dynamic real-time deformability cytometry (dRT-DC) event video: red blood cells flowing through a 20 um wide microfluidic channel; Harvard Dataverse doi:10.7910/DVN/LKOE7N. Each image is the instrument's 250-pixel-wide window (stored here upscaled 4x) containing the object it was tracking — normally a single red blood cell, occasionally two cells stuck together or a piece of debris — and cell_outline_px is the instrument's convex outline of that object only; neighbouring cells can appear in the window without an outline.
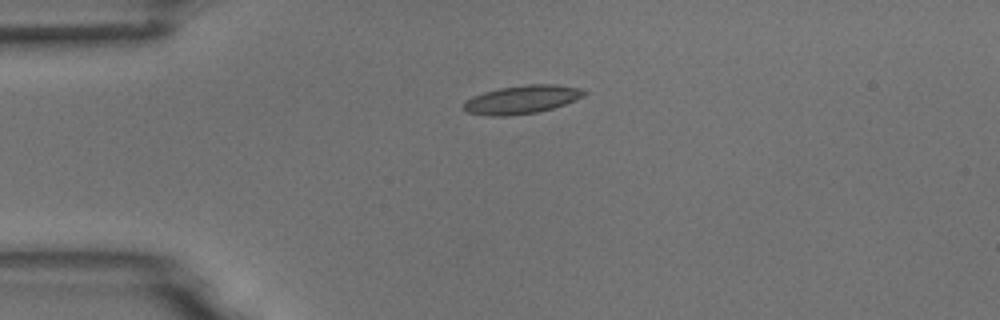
{"species": "common noctule bat (a hibernating species)", "species_latin": "Nyctalus noctula", "temperature_condition": "room temperature", "stored_images_in_passage": 4, "camera_frame_rate_fps": 3000, "um_per_image_px": 0.085, "animal": {"sex": "male", "body_mass_g": 18.8}, "frame": {"image": 1, "passage_image": 1, "time_ms": 0.0, "image_size_px": [1000, 320], "cell_outline_px": [[588, 92], [584, 96], [576, 100], [552, 108], [536, 112], [508, 116], [488, 116], [468, 112], [460, 108], [464, 100], [472, 96], [484, 92], [500, 88], [528, 84], [556, 84], [580, 88]], "centroid_in_image_um": [44.32, 8.46], "position_along_channel_um": 40.7, "area_um2": 20.06}}